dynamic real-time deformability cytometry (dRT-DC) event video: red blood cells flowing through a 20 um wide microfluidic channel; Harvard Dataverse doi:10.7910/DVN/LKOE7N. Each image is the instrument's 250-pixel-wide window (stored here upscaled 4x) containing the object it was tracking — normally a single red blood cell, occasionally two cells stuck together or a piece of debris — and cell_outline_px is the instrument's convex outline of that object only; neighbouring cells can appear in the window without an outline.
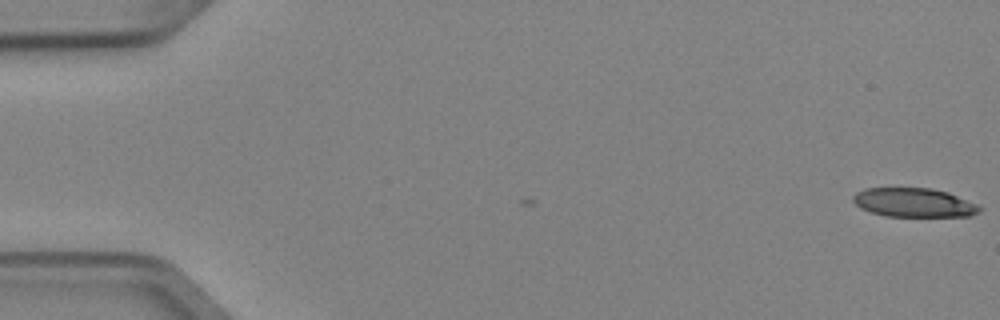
{"species": "Egyptian fruit bat (a non-hibernating species)", "species_latin": "Rousettus aegyptiacus", "temperature_condition": "cold", "stored_images_in_passage": 5, "camera_frame_rate_fps": 3000, "um_per_image_px": 0.085, "animal": {"sex": "female"}, "frame": {"image": 1, "passage_image": 1, "time_ms": 0.0, "image_size_px": [1000, 320], "cell_outline_px": [[980, 212], [972, 216], [884, 216], [860, 208], [852, 200], [852, 196], [856, 192], [864, 188], [932, 188], [948, 192], [976, 204], [980, 208]], "centroid_in_image_um": [77.65, 17.21], "position_along_channel_um": 7.3, "area_um2": 21.33}}
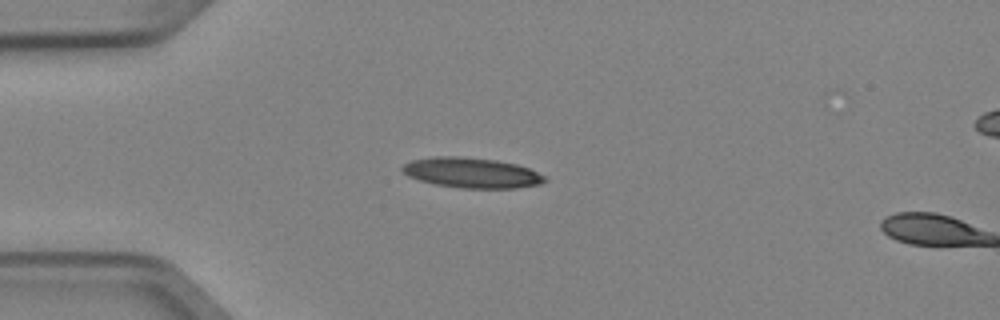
{"frame": {"image": 2, "passage_image": 4, "time_ms": 1.0, "image_size_px": [1000, 320], "cell_outline_px": [[548, 180], [540, 184], [516, 188], [460, 188], [436, 184], [420, 180], [408, 176], [400, 168], [404, 164], [412, 160], [432, 156], [460, 156], [496, 160], [516, 164], [528, 168], [548, 176]], "centroid_in_image_um": [40.12, 14.68], "position_along_channel_um": 44.9, "area_um2": 25.2}}